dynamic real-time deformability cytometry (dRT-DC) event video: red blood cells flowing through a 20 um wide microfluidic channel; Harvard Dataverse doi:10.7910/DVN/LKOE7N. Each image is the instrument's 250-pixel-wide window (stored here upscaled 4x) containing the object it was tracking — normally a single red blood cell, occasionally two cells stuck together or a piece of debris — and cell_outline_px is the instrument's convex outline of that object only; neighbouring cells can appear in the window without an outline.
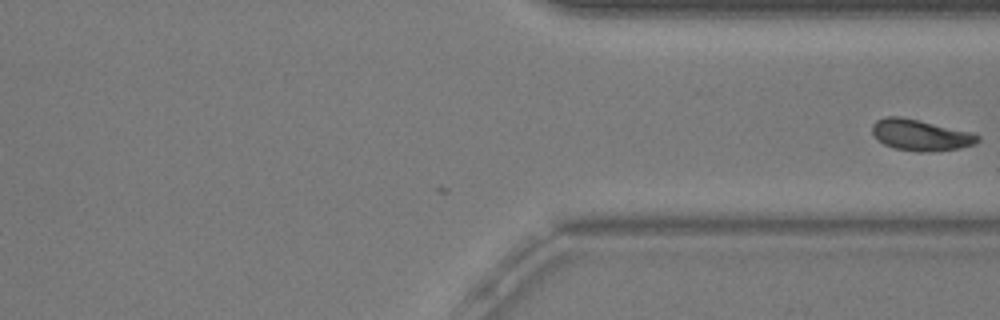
{"species": "common noctule bat (a hibernating species)", "species_latin": "Nyctalus noctula", "temperature_condition": "warm", "stored_images_in_passage": 27, "camera_frame_rate_fps": 3000, "um_per_image_px": 0.085, "animal": {"sex": "male", "body_mass_g": 20.5, "forearm_length_mm": 52.5}, "frame": {"image": 1, "passage_image": 27, "time_ms": 8.667, "image_size_px": [1000, 320], "cell_outline_px": [[980, 140], [976, 144], [960, 148], [932, 152], [920, 152], [892, 148], [884, 144], [872, 132], [872, 124], [876, 120], [884, 116], [900, 116], [972, 132], [980, 136]], "centroid_in_image_um": [78.26, 11.48], "position_along_channel_um": 333.1, "area_um2": 19.25}}